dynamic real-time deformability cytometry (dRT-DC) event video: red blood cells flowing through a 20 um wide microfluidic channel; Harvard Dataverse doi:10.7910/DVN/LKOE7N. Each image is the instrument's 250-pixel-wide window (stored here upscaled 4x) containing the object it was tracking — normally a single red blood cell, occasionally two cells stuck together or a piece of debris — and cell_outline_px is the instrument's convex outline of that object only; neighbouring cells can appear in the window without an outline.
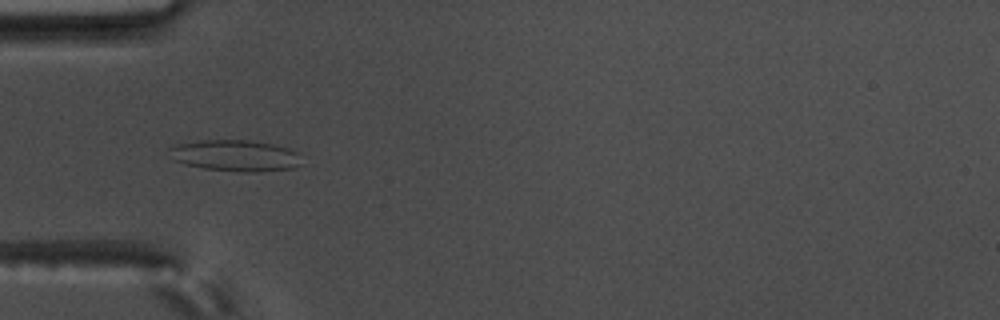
{"species": "common noctule bat (a hibernating species)", "species_latin": "Nyctalus noctula", "temperature_condition": "warm", "stored_images_in_passage": 52, "camera_frame_rate_fps": 3000, "um_per_image_px": 0.085, "animal": {"sex": "male", "body_mass_g": 17.5, "forearm_length_mm": 52.3}, "frame": {"image": 1, "passage_image": 13, "time_ms": 4.0, "image_size_px": [1000, 320], "cell_outline_px": [[300, 164], [292, 168], [260, 172], [244, 172], [204, 168], [184, 164], [172, 160], [168, 148], [176, 144], [204, 140], [248, 140], [272, 144], [288, 148], [300, 152]], "centroid_in_image_um": [20.0, 13.23], "position_along_channel_um": 65.0, "area_um2": 24.22}}
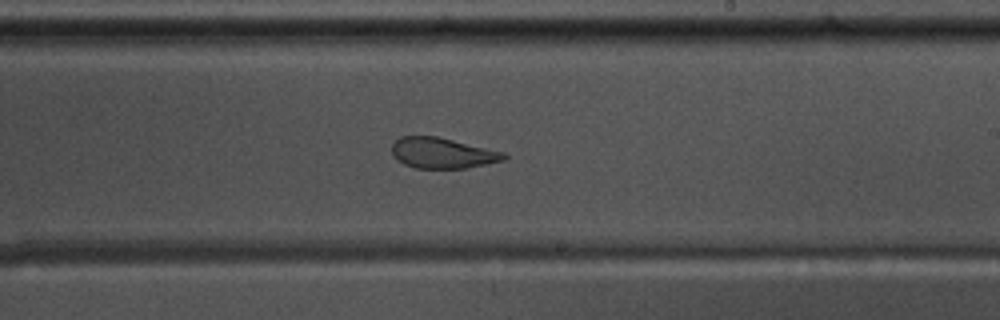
{"frame": {"image": 2, "passage_image": 29, "time_ms": 9.333, "image_size_px": [1000, 320], "cell_outline_px": [[508, 156], [504, 160], [464, 168], [416, 168], [404, 164], [396, 160], [392, 156], [392, 144], [400, 136], [436, 136], [504, 152]], "centroid_in_image_um": [37.56, 13.01], "position_along_channel_um": 251.4, "area_um2": 19.88}}
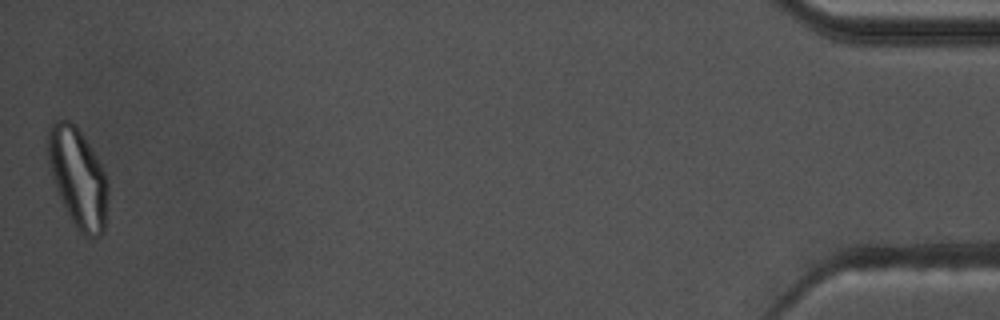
{"frame": {"image": 3, "passage_image": 52, "time_ms": 17.0, "image_size_px": [1000, 320], "cell_outline_px": [[108, 192], [104, 232], [100, 236], [92, 240], [84, 236], [76, 228], [56, 188], [48, 156], [48, 128], [56, 120], [68, 120], [76, 124], [84, 136], [96, 156], [104, 172], [108, 184]], "centroid_in_image_um": [6.66, 15.12], "position_along_channel_um": 428.5, "area_um2": 34.39}, "authors_computed_cell_mechanics": {"area_um2": 24.3627, "velocity_mm_per_s": 3.521, "shape_relaxation_time_tau1_ms": null, "shape_relaxation_time_tau2_ms": 1.6818, "deformation_change_tau1": null, "deformation_change_tau2": 0.0792}}